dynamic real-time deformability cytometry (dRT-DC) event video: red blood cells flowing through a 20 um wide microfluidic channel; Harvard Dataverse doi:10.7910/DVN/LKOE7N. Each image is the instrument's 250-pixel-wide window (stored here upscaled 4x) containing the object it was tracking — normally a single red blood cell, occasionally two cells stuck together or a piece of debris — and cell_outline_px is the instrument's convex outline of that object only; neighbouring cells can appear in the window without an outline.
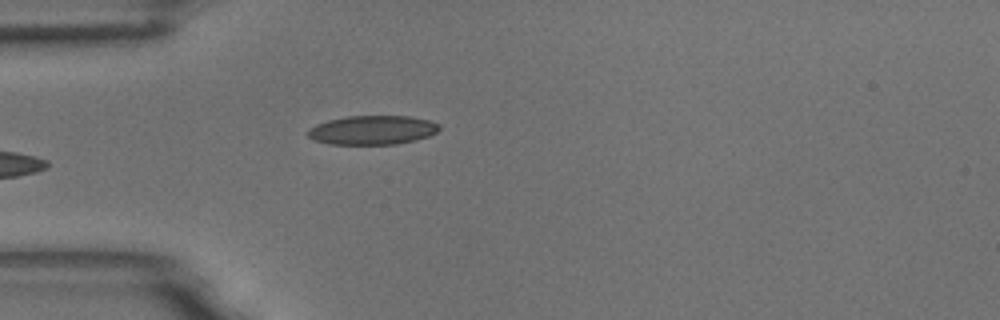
{"species": "common noctule bat (a hibernating species)", "species_latin": "Nyctalus noctula", "temperature_condition": "room temperature", "stored_images_in_passage": 6, "camera_frame_rate_fps": 3000, "um_per_image_px": 0.085, "animal": {"sex": "male", "body_mass_g": 18.8}, "frame": {"image": 1, "passage_image": 6, "time_ms": 1.667, "image_size_px": [1000, 320], "cell_outline_px": [[440, 128], [436, 132], [428, 136], [416, 140], [396, 144], [332, 144], [316, 140], [308, 136], [304, 132], [308, 128], [316, 124], [328, 120], [348, 116], [408, 116], [428, 120], [440, 124]], "centroid_in_image_um": [31.64, 11.05], "position_along_channel_um": 53.4, "area_um2": 22.25}}